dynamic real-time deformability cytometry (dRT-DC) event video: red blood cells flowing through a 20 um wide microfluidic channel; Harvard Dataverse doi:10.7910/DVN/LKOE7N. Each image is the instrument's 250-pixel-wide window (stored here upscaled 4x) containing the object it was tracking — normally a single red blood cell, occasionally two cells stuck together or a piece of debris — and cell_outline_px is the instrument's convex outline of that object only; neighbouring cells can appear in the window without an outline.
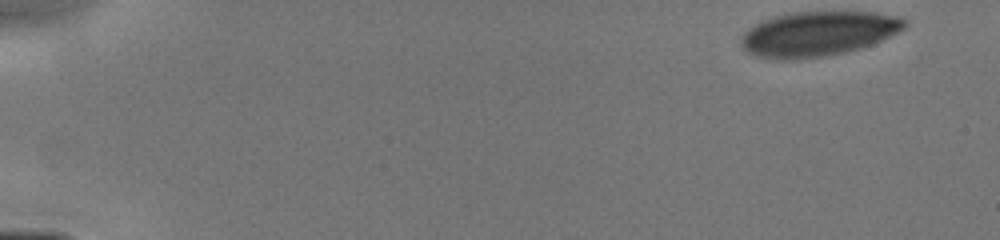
{"species": "human", "species_latin": "Homo sapiens", "temperature_condition": "cold", "stored_images_in_passage": 8, "camera_frame_rate_fps": 3000, "um_per_image_px": 0.085, "donor": {"sex": "male"}, "frame": {"image": 1, "passage_image": 1, "time_ms": 0.0, "image_size_px": [1000, 240], "cell_outline_px": [[908, 24], [904, 28], [872, 44], [848, 52], [824, 56], [796, 60], [776, 60], [756, 56], [748, 52], [740, 44], [740, 40], [744, 32], [748, 28], [760, 20], [792, 12], [872, 12], [900, 16]], "centroid_in_image_um": [69.49, 2.88], "position_along_channel_um": 15.5, "area_um2": 42.83}}
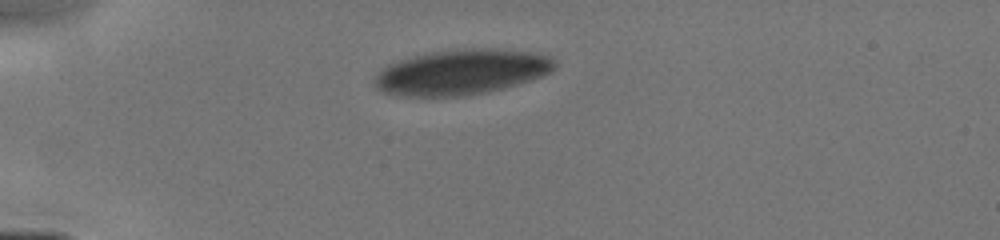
{"frame": {"image": 2, "passage_image": 7, "time_ms": 3.333, "image_size_px": [1000, 240], "cell_outline_px": [[556, 68], [540, 76], [504, 88], [488, 92], [464, 96], [400, 96], [384, 92], [376, 88], [372, 80], [388, 64], [400, 60], [432, 52], [464, 48], [496, 48], [528, 52], [548, 56], [556, 60]], "centroid_in_image_um": [39.22, 6.13], "position_along_channel_um": 45.8, "area_um2": 47.22}}